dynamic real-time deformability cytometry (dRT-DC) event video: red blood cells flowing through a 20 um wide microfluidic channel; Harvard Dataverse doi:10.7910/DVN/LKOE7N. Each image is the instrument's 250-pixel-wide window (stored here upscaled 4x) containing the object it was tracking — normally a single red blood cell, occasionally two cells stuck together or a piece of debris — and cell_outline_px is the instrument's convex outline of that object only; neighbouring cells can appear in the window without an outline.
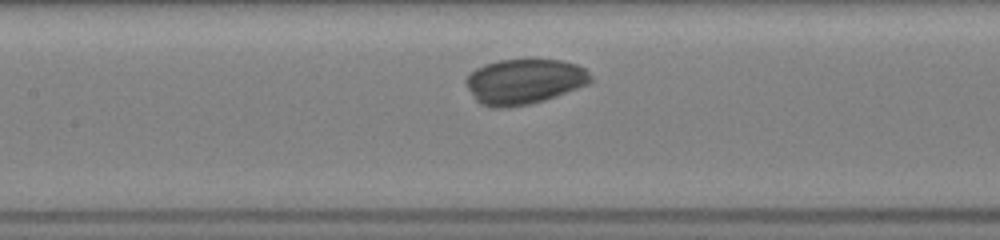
{"species": "common noctule bat (a hibernating species)", "species_latin": "Nyctalus noctula", "temperature_condition": "room temperature", "stored_images_in_passage": 28, "camera_frame_rate_fps": 3000, "um_per_image_px": 0.085, "animal": {"sex": "female", "body_mass_g": 19.5, "forearm_length_mm": 54.1}, "frame": {"image": 1, "passage_image": 10, "time_ms": 3.0, "image_size_px": [1000, 240], "cell_outline_px": [[592, 80], [588, 84], [556, 96], [544, 100], [528, 104], [508, 108], [492, 108], [480, 104], [476, 100], [464, 84], [464, 80], [476, 68], [484, 64], [496, 60], [560, 60], [576, 64], [584, 68], [592, 76]], "centroid_in_image_um": [44.52, 6.93], "position_along_channel_um": 162.9, "area_um2": 32.89}}
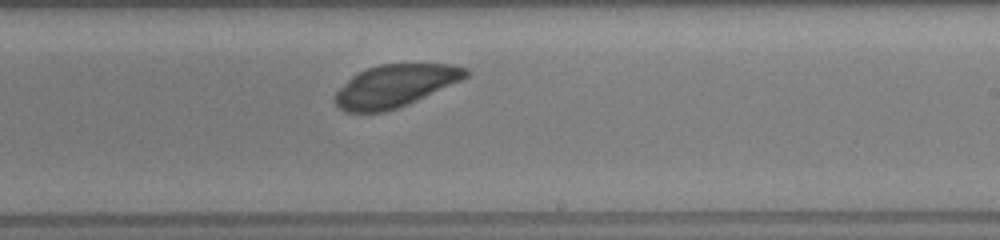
{"frame": {"image": 2, "passage_image": 17, "time_ms": 5.333, "image_size_px": [1000, 240], "cell_outline_px": [[472, 72], [468, 76], [460, 80], [408, 104], [384, 112], [344, 112], [336, 108], [332, 100], [332, 96], [352, 76], [368, 68], [380, 64], [452, 64], [468, 68]], "centroid_in_image_um": [33.55, 7.3], "position_along_channel_um": 255.5, "area_um2": 32.25}}
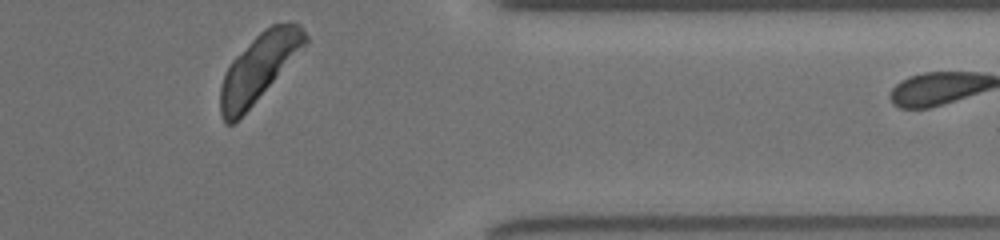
{"frame": {"image": 3, "passage_image": 28, "time_ms": 9.0, "image_size_px": [1000, 240], "cell_outline_px": [[308, 44], [252, 104], [232, 124], [224, 124], [220, 112], [220, 88], [224, 72], [232, 60], [264, 28], [272, 24], [300, 24], [304, 28], [308, 36]], "centroid_in_image_um": [22.01, 5.73], "position_along_channel_um": 389.4, "area_um2": 32.66}}